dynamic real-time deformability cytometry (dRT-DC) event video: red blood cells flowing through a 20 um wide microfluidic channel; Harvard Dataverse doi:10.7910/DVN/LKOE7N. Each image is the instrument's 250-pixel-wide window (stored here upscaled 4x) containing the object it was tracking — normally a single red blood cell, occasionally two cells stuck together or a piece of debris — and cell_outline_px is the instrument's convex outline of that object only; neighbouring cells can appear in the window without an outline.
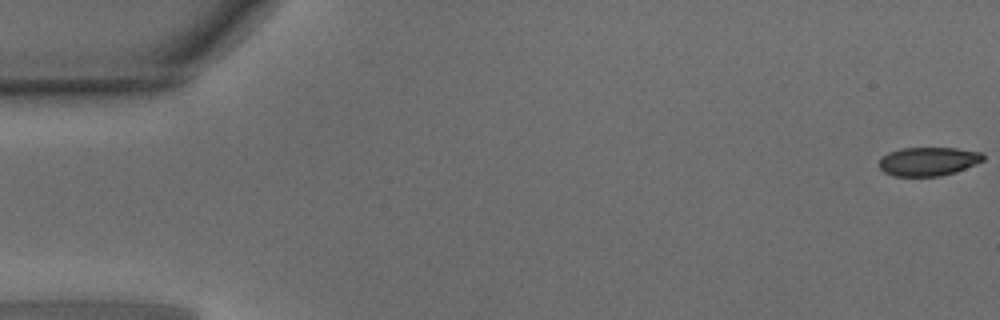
{"species": "common noctule bat (a hibernating species)", "species_latin": "Nyctalus noctula", "temperature_condition": "warm", "stored_images_in_passage": 10, "camera_frame_rate_fps": 3000, "um_per_image_px": 0.085, "animal": {"sex": "male", "body_mass_g": 15.6}, "frame": {"image": 1, "passage_image": 1, "time_ms": 0.0, "image_size_px": [1000, 320], "cell_outline_px": [[984, 160], [956, 172], [940, 176], [892, 176], [884, 172], [880, 168], [880, 160], [888, 152], [904, 148], [956, 148], [980, 152], [984, 156]], "centroid_in_image_um": [78.91, 13.72], "position_along_channel_um": 6.1, "area_um2": 17.28}}